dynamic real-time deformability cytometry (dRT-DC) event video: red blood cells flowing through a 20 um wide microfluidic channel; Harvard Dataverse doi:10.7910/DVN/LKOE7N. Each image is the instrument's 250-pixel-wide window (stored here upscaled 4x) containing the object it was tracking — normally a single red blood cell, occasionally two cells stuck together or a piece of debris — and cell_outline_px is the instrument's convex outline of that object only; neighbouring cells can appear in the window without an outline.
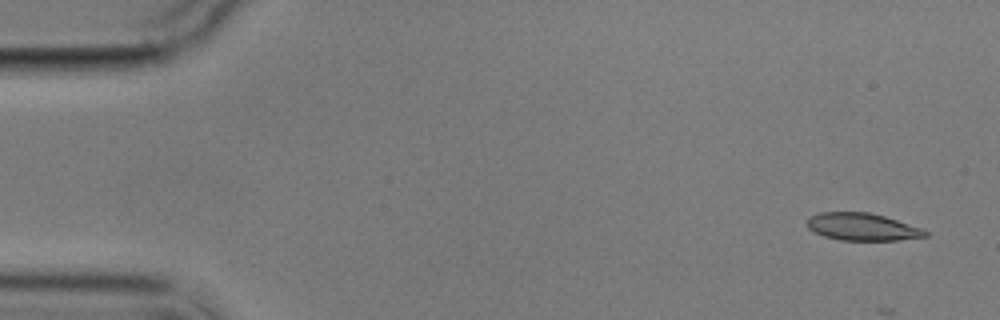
{"species": "common noctule bat (a hibernating species)", "species_latin": "Nyctalus noctula", "temperature_condition": "cold", "stored_images_in_passage": 4, "camera_frame_rate_fps": 3000, "um_per_image_px": 0.085, "animal": {"sex": "male", "body_mass_g": 17.9}, "frame": {"image": 1, "passage_image": 1, "time_ms": 0.0, "image_size_px": [1000, 320], "cell_outline_px": [[928, 236], [896, 240], [840, 240], [824, 236], [808, 228], [808, 216], [820, 212], [868, 212], [884, 216], [924, 228], [928, 232]], "centroid_in_image_um": [73.31, 19.27], "position_along_channel_um": 11.7, "area_um2": 18.84}}